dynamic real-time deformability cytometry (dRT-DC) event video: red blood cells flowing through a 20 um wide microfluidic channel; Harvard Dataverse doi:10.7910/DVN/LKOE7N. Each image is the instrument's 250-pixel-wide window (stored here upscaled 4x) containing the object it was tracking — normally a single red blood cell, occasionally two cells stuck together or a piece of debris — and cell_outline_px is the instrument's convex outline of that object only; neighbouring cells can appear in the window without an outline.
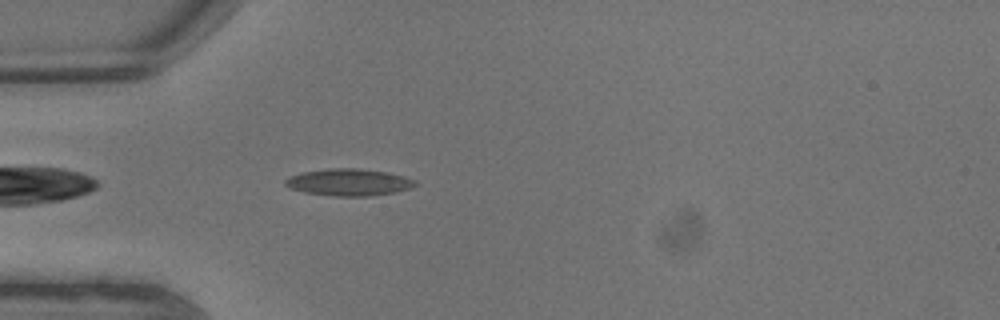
{"species": "common noctule bat (a hibernating species)", "species_latin": "Nyctalus noctula", "temperature_condition": "warm", "stored_images_in_passage": 4, "camera_frame_rate_fps": 3000, "um_per_image_px": 0.085, "animal": {"sex": "male", "body_mass_g": 13.3}, "frame": {"image": 1, "passage_image": 4, "time_ms": 1.0, "image_size_px": [1000, 320], "cell_outline_px": [[420, 184], [396, 192], [368, 196], [332, 196], [304, 192], [292, 188], [284, 184], [284, 180], [288, 176], [304, 172], [328, 168], [360, 168], [384, 172], [404, 176], [416, 180]], "centroid_in_image_um": [29.65, 15.49], "position_along_channel_um": 55.3, "area_um2": 20.4}}